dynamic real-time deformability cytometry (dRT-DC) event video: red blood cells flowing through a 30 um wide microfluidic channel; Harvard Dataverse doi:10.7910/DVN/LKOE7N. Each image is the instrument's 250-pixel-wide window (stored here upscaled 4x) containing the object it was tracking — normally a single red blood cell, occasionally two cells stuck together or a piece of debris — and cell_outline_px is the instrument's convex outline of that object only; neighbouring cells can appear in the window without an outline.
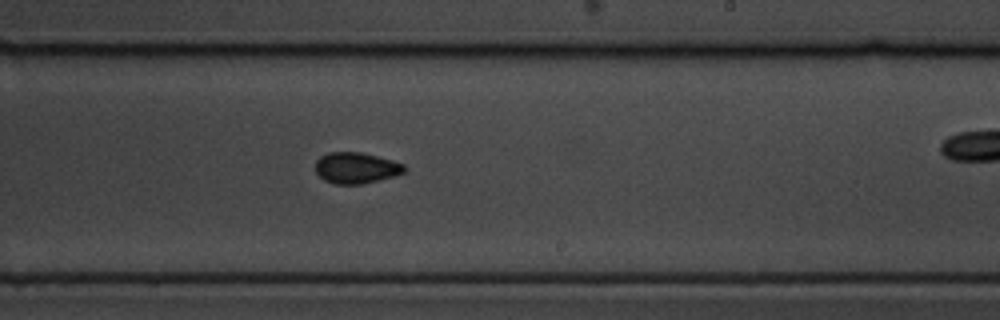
{"species": "common noctule bat (a hibernating species)", "species_latin": "Nyctalus noctula", "temperature_condition": "cold", "stored_images_in_passage": 10, "segment_of_instrument_passage": [1, 2], "camera_frame_rate_fps": 3000, "um_per_image_px": 0.085, "animal": {"sex": "male", "body_mass_g": 19.5, "forearm_length_mm": 54.6}, "frame": {"image": 1, "passage_image": 9, "time_ms": 2.667, "image_size_px": [1000, 320], "cell_outline_px": [[404, 172], [392, 176], [360, 184], [336, 184], [324, 180], [316, 172], [316, 160], [320, 156], [328, 152], [360, 152], [392, 160], [404, 164]], "centroid_in_image_um": [30.22, 14.26], "position_along_channel_um": 258.8, "area_um2": 15.84}}